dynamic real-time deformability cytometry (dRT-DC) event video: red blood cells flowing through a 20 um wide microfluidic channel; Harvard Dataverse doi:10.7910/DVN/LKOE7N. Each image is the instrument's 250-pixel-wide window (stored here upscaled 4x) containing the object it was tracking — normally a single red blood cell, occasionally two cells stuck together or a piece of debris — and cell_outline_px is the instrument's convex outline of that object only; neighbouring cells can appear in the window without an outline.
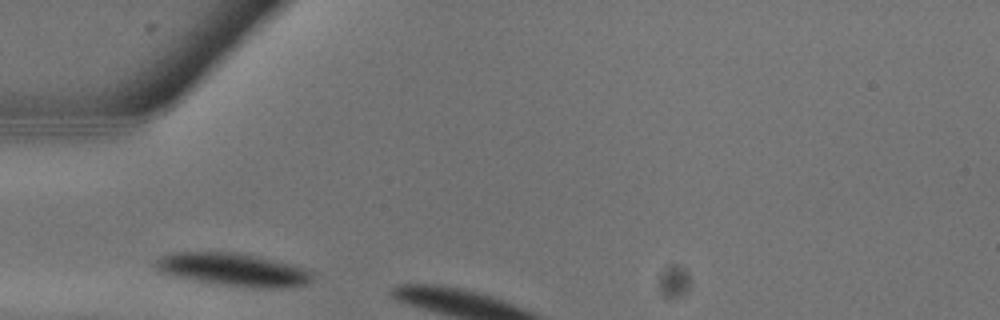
{"species": "common noctule bat (a hibernating species)", "species_latin": "Nyctalus noctula", "temperature_condition": "warm", "stored_images_in_passage": 2, "camera_frame_rate_fps": 3000, "um_per_image_px": 0.085, "animal": {"sex": "male", "body_mass_g": 13.3}, "frame": {"image": 1, "passage_image": 1, "time_ms": 0.0, "image_size_px": [1000, 320], "cell_outline_px": [[312, 280], [304, 284], [288, 288], [252, 288], [224, 284], [200, 280], [160, 272], [152, 264], [160, 256], [172, 252], [240, 252], [260, 256], [308, 268], [312, 272]], "centroid_in_image_um": [19.89, 22.89], "position_along_channel_um": 65.1, "area_um2": 30.06}}